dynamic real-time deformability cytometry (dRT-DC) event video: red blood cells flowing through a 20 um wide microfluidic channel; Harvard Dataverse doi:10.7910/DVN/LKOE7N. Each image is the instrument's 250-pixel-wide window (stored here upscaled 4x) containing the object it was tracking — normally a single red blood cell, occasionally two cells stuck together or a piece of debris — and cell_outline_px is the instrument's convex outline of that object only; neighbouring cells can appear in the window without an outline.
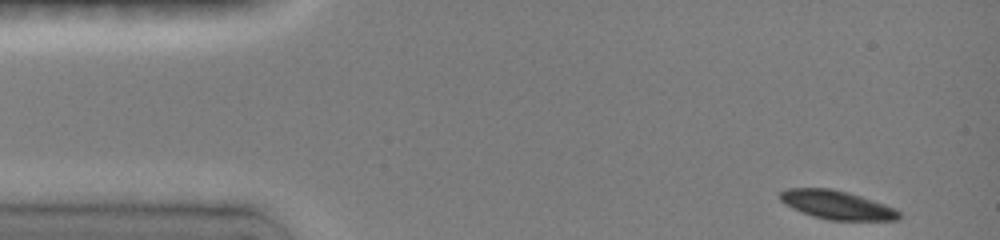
{"species": "common noctule bat (a hibernating species)", "species_latin": "Nyctalus noctula", "temperature_condition": "room temperature", "stored_images_in_passage": 56, "camera_frame_rate_fps": 3000, "um_per_image_px": 0.085, "animal": {"sex": "female", "body_mass_g": 19.0, "forearm_length_mm": 51.5}, "frame": {"image": 1, "passage_image": 1, "time_ms": 0.0, "image_size_px": [1000, 240], "cell_outline_px": [[900, 220], [828, 220], [812, 216], [792, 208], [780, 200], [780, 192], [788, 188], [832, 188], [848, 192], [896, 208], [900, 212]], "centroid_in_image_um": [71.14, 17.42], "position_along_channel_um": 13.9, "area_um2": 19.83}}
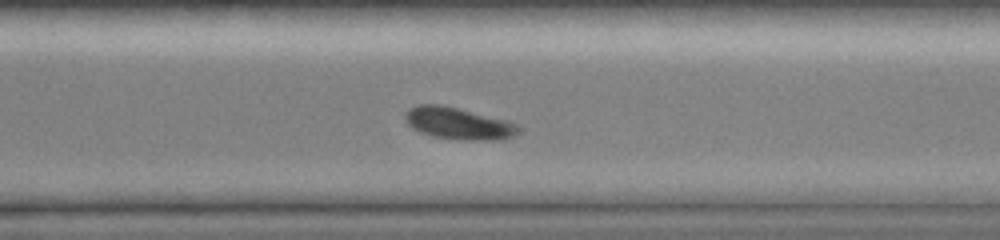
{"frame": {"image": 2, "passage_image": 38, "time_ms": 10.333, "image_size_px": [1000, 240], "cell_outline_px": [[520, 128], [512, 136], [500, 140], [468, 140], [432, 136], [420, 132], [412, 128], [404, 120], [404, 116], [408, 108], [416, 104], [440, 104], [508, 120], [516, 124]], "centroid_in_image_um": [38.91, 10.48], "position_along_channel_um": 331.7, "area_um2": 21.04}}
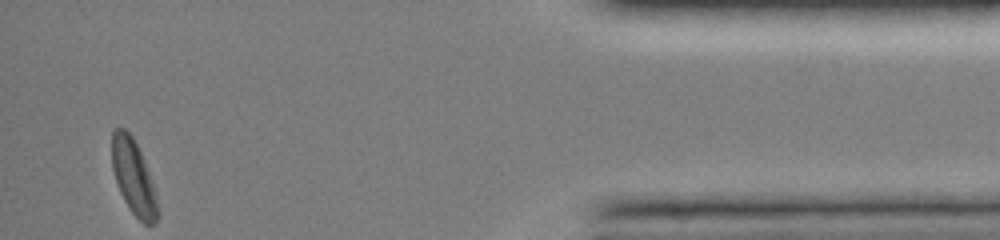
{"frame": {"image": 3, "passage_image": 55, "time_ms": 14.0, "image_size_px": [1000, 240], "cell_outline_px": [[160, 216], [156, 224], [144, 224], [132, 212], [124, 200], [120, 192], [112, 168], [112, 128], [124, 128], [132, 136], [140, 152], [152, 184], [160, 212]], "centroid_in_image_um": [11.35, 15.09], "position_along_channel_um": 423.9, "area_um2": 19.59}, "authors_computed_cell_mechanics": {"area_um2": 20.8369, "velocity_mm_per_s": 3.9915, "shape_relaxation_time_tau1_ms": 2.0523, "shape_relaxation_time_tau2_ms": null, "deformation_change_tau1": 0.1052, "deformation_change_tau2": null}}